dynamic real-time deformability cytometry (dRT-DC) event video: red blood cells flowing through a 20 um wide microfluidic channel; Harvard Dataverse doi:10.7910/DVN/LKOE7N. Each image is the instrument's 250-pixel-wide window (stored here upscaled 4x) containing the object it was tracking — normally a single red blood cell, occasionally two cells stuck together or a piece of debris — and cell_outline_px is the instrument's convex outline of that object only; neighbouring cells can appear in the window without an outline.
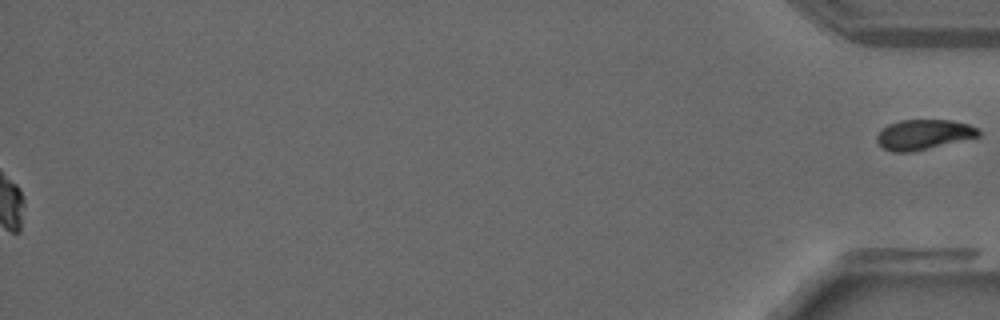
{"species": "common noctule bat (a hibernating species)", "species_latin": "Nyctalus noctula", "temperature_condition": "warm", "stored_images_in_passage": 38, "segment_of_instrument_passage": [2, 2], "camera_frame_rate_fps": 3000, "um_per_image_px": 0.085, "animal": {"sex": "male", "forearm_length_mm": 52.5}, "frame": {"image": 1, "passage_image": 38, "time_ms": 12.333, "image_size_px": [1000, 320], "cell_outline_px": [[980, 136], [908, 152], [892, 152], [884, 148], [876, 140], [876, 136], [888, 124], [900, 120], [952, 120], [968, 124], [976, 128], [980, 132]], "centroid_in_image_um": [78.49, 11.42], "position_along_channel_um": 356.7, "area_um2": 17.4}}